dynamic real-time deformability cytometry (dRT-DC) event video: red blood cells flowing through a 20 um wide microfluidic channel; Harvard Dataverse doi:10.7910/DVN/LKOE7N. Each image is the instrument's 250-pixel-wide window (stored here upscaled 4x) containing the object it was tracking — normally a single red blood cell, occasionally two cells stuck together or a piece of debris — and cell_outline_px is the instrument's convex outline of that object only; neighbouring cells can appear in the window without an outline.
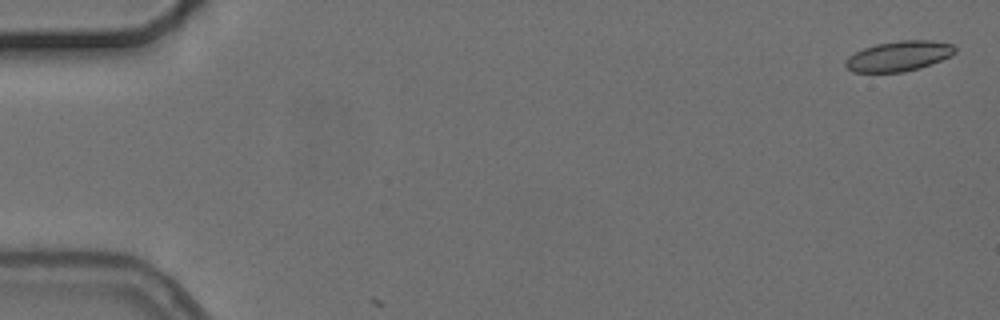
{"species": "common noctule bat (a hibernating species)", "species_latin": "Nyctalus noctula", "temperature_condition": "cold", "stored_images_in_passage": 2, "camera_frame_rate_fps": 3000, "um_per_image_px": 0.085, "animal": {"sex": "female", "body_mass_g": 24.6, "forearm_length_mm": 56.2}, "frame": {"image": 1, "passage_image": 1, "time_ms": 0.0, "image_size_px": [1000, 320], "cell_outline_px": [[956, 52], [952, 56], [920, 68], [904, 72], [852, 72], [844, 64], [844, 60], [848, 56], [864, 48], [876, 44], [900, 40], [932, 40], [952, 44], [956, 48]], "centroid_in_image_um": [76.41, 4.77], "position_along_channel_um": 8.6, "area_um2": 19.36}}